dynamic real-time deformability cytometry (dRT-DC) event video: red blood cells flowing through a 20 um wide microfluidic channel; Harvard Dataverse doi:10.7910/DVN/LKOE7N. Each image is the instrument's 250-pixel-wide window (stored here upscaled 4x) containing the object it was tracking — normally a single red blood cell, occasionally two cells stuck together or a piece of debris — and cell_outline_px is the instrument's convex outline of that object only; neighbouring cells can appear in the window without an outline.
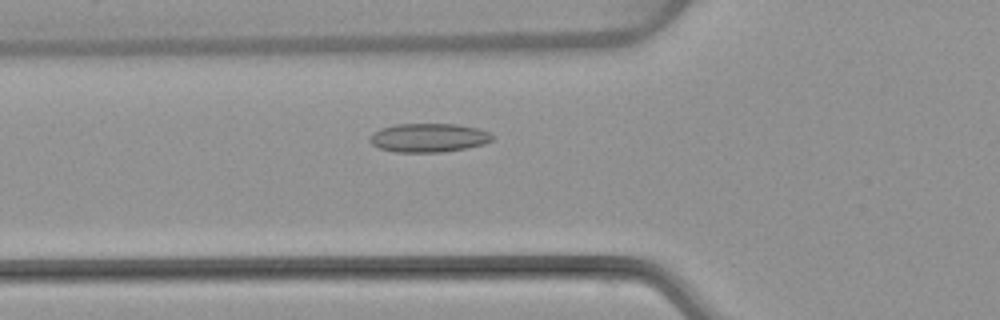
{"species": "common noctule bat (a hibernating species)", "species_latin": "Nyctalus noctula", "temperature_condition": "warm", "stored_images_in_passage": 50, "camera_frame_rate_fps": 3000, "um_per_image_px": 0.085, "animal": {"sex": "female", "body_mass_g": 22.7, "forearm_length_mm": 54.2}, "frame": {"image": 1, "passage_image": 16, "time_ms": 5.0, "image_size_px": [1000, 320], "cell_outline_px": [[492, 140], [484, 144], [464, 148], [440, 152], [396, 152], [380, 148], [372, 144], [368, 140], [372, 132], [380, 128], [396, 124], [456, 124], [476, 128], [492, 132]], "centroid_in_image_um": [36.41, 11.7], "position_along_channel_um": 89.4, "area_um2": 20.52}}
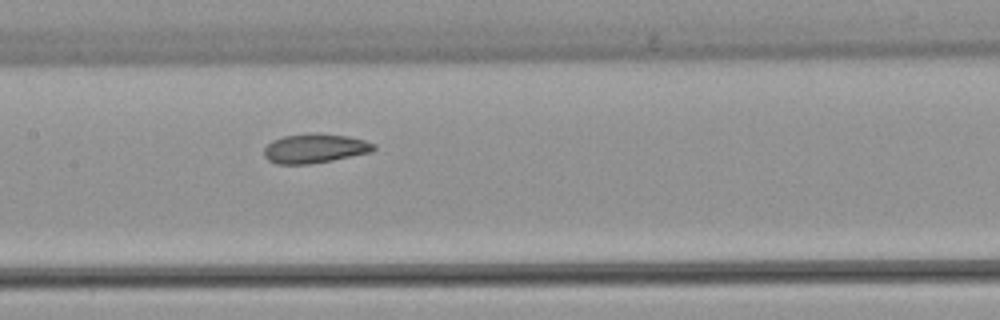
{"frame": {"image": 2, "passage_image": 23, "time_ms": 7.333, "image_size_px": [1000, 320], "cell_outline_px": [[376, 148], [372, 152], [332, 160], [308, 164], [276, 164], [268, 160], [264, 156], [264, 148], [272, 140], [284, 136], [312, 132], [316, 132], [348, 136], [364, 140], [376, 144]], "centroid_in_image_um": [26.76, 12.6], "position_along_channel_um": 180.6, "area_um2": 18.9}}
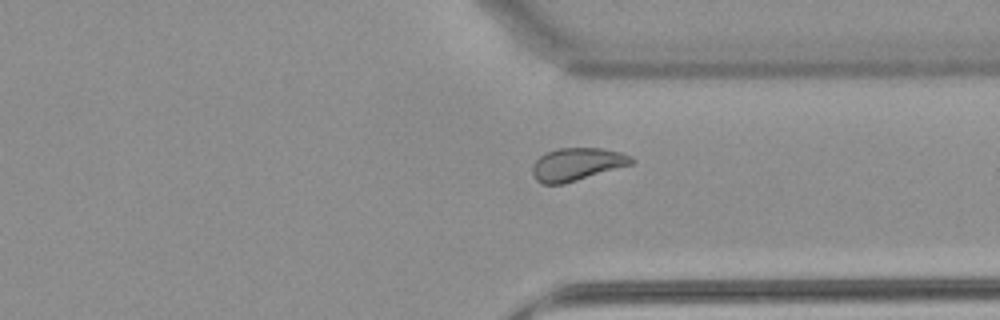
{"frame": {"image": 3, "passage_image": 37, "time_ms": 12.0, "image_size_px": [1000, 320], "cell_outline_px": [[636, 160], [632, 164], [564, 184], [540, 184], [536, 180], [532, 172], [532, 164], [544, 152], [560, 148], [600, 148], [620, 152], [632, 156]], "centroid_in_image_um": [49.02, 13.96], "position_along_channel_um": 362.4, "area_um2": 19.02}, "authors_computed_cell_mechanics": {"area_um2": 19.7098, "velocity_mm_per_s": 3.9017, "shape_relaxation_time_tau1_ms": 10.9454, "shape_relaxation_time_tau2_ms": 1.6264, "deformation_change_tau1": 0.1794, "deformation_change_tau2": 0.0685}}